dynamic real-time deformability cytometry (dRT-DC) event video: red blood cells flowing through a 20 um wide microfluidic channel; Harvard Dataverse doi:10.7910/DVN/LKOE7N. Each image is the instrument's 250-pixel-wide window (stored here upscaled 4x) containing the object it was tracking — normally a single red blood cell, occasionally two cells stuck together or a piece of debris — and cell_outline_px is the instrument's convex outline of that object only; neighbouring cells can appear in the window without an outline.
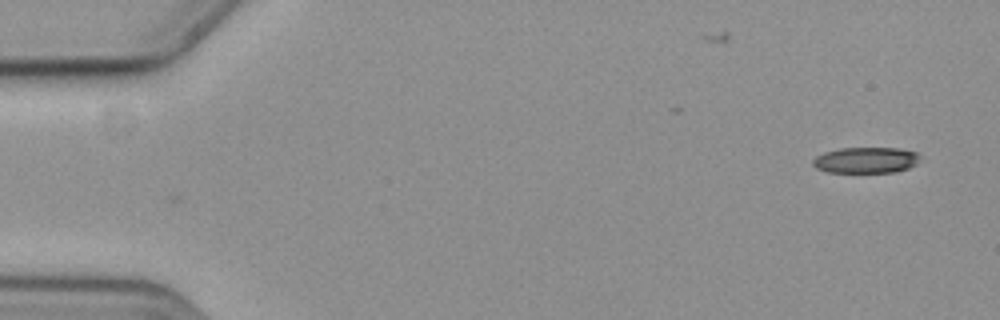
{"species": "common noctule bat (a hibernating species)", "species_latin": "Nyctalus noctula", "temperature_condition": "cold", "stored_images_in_passage": 2, "camera_frame_rate_fps": 3000, "um_per_image_px": 0.085, "animal": {"sex": "female", "body_mass_g": 19.3, "forearm_length_mm": 54.1}, "frame": {"image": 1, "passage_image": 1, "time_ms": 0.0, "image_size_px": [1000, 320], "cell_outline_px": [[920, 156], [916, 164], [908, 168], [896, 172], [828, 172], [816, 168], [812, 164], [812, 160], [816, 156], [824, 152], [840, 148], [900, 148], [916, 152]], "centroid_in_image_um": [73.59, 13.61], "position_along_channel_um": 11.4, "area_um2": 16.24}}